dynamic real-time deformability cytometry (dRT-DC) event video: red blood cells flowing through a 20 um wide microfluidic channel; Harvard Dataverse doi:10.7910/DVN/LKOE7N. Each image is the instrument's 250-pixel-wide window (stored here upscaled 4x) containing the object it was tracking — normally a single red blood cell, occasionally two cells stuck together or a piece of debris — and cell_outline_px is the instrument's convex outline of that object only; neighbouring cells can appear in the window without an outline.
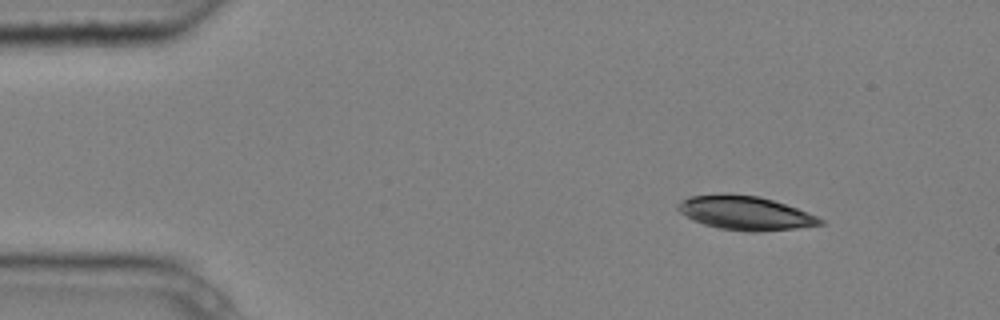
{"species": "common noctule bat (a hibernating species)", "species_latin": "Nyctalus noctula", "temperature_condition": "cold", "stored_images_in_passage": 8, "camera_frame_rate_fps": 3000, "um_per_image_px": 0.085, "animal": {"sex": "male", "body_mass_g": 20.4}, "frame": {"image": 1, "passage_image": 1, "time_ms": 0.0, "image_size_px": [1000, 320], "cell_outline_px": [[824, 224], [796, 228], [756, 232], [748, 232], [720, 228], [704, 224], [680, 212], [676, 208], [676, 204], [680, 200], [688, 196], [720, 192], [724, 192], [760, 196], [808, 212], [824, 220]], "centroid_in_image_um": [63.31, 18.07], "position_along_channel_um": 21.7, "area_um2": 28.26}}
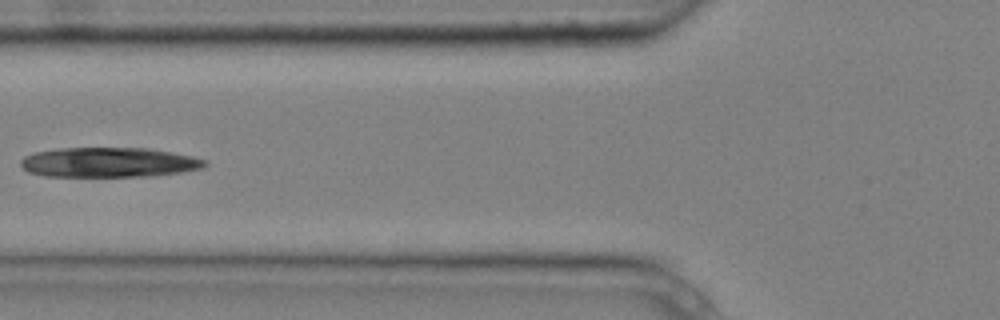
{"frame": {"image": 2, "passage_image": 5, "time_ms": 1.333, "image_size_px": [1000, 320], "cell_outline_px": [[208, 164], [204, 168], [180, 172], [152, 176], [44, 176], [28, 172], [20, 164], [20, 160], [24, 156], [36, 152], [60, 148], [148, 148], [192, 156], [208, 160]], "centroid_in_image_um": [9.27, 13.8], "position_along_channel_um": 116.5, "area_um2": 32.02}}
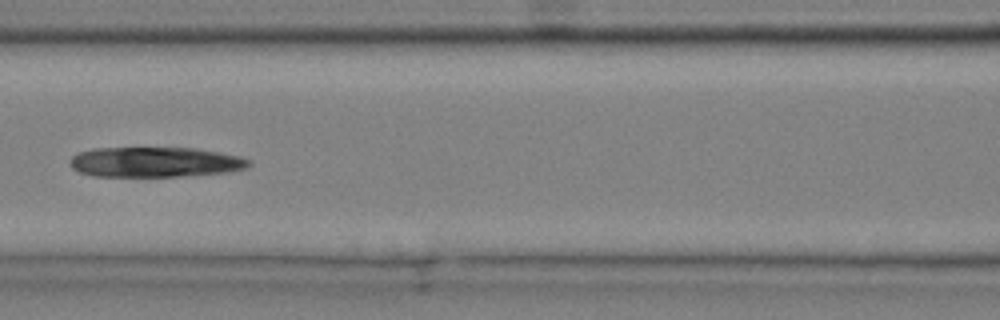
{"frame": {"image": 3, "passage_image": 6, "time_ms": 1.667, "image_size_px": [1000, 320], "cell_outline_px": [[252, 164], [248, 168], [228, 172], [180, 176], [92, 176], [80, 172], [72, 168], [68, 160], [72, 156], [80, 152], [92, 148], [196, 148], [220, 152], [240, 156], [252, 160]], "centroid_in_image_um": [13.22, 13.77], "position_along_channel_um": 153.4, "area_um2": 31.62}}